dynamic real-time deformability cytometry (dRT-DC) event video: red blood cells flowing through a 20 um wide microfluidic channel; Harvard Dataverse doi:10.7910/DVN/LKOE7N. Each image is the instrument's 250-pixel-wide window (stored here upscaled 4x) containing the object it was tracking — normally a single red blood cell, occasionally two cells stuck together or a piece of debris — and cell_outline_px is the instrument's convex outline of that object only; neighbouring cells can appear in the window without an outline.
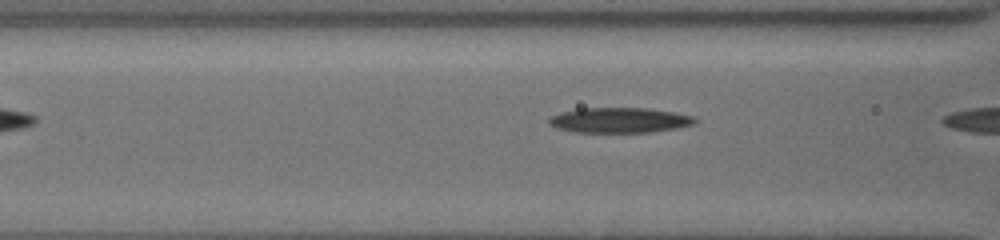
{"species": "common noctule bat (a hibernating species)", "species_latin": "Nyctalus noctula", "temperature_condition": "cold", "stored_images_in_passage": 4, "camera_frame_rate_fps": 3000, "um_per_image_px": 0.085, "animal": {"sex": "female", "body_mass_g": 19.5, "forearm_length_mm": 54.1}, "frame": {"image": 1, "passage_image": 3, "time_ms": 0.667, "image_size_px": [1000, 240], "cell_outline_px": [[696, 124], [676, 128], [648, 132], [576, 132], [560, 128], [548, 124], [548, 120], [552, 116], [560, 112], [580, 108], [648, 108], [672, 112], [692, 116], [696, 120]], "centroid_in_image_um": [52.65, 10.21], "position_along_channel_um": 113.9, "area_um2": 21.21}}